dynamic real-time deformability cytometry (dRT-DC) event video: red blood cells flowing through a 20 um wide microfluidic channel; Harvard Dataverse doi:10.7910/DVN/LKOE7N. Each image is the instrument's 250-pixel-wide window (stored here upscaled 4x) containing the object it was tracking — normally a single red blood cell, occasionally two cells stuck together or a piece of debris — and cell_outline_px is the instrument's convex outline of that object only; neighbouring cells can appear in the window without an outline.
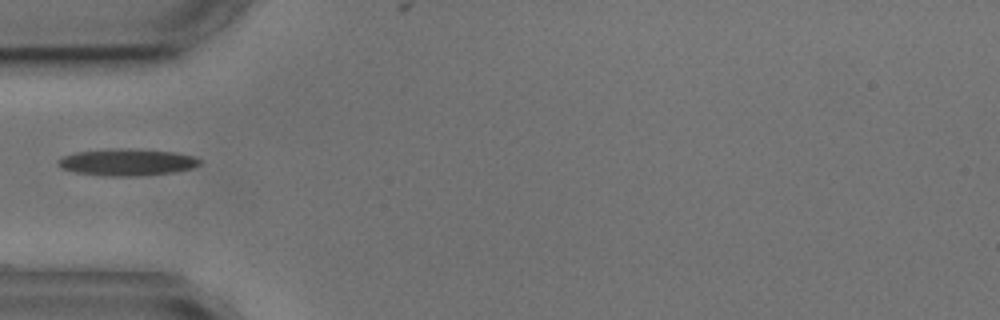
{"species": "common noctule bat (a hibernating species)", "species_latin": "Nyctalus noctula", "temperature_condition": "cold", "stored_images_in_passage": 2, "camera_frame_rate_fps": 3000, "um_per_image_px": 0.085, "animal": {"sex": "male", "body_mass_g": 17.9, "forearm_length_mm": 54.2}, "frame": {"image": 1, "passage_image": 1, "time_ms": 0.0, "image_size_px": [1000, 320], "cell_outline_px": [[200, 164], [192, 168], [172, 172], [140, 176], [104, 176], [76, 172], [60, 168], [56, 164], [56, 160], [64, 156], [76, 152], [112, 148], [124, 148], [172, 152], [192, 156], [200, 160]], "centroid_in_image_um": [10.73, 13.79], "position_along_channel_um": 74.3, "area_um2": 22.08}}